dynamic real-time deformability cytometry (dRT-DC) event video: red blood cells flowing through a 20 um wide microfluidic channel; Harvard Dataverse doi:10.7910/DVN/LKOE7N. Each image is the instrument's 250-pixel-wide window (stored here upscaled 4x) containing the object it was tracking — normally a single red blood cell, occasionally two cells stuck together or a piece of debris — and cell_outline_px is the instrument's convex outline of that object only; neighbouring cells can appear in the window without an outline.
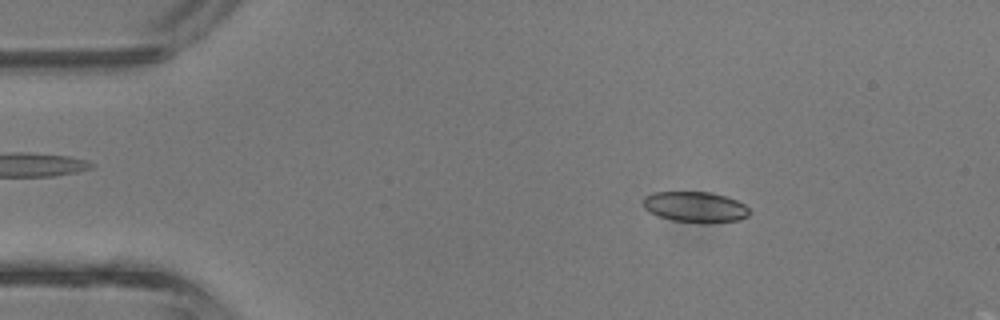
{"species": "common noctule bat (a hibernating species)", "species_latin": "Nyctalus noctula", "temperature_condition": "room temperature", "stored_images_in_passage": 41, "camera_frame_rate_fps": 3000, "um_per_image_px": 0.085, "animal": {"sex": "male", "body_mass_g": 13.3}, "frame": {"image": 1, "passage_image": 6, "time_ms": 1.667, "image_size_px": [1000, 320], "cell_outline_px": [[748, 216], [740, 220], [704, 224], [672, 220], [648, 212], [644, 208], [644, 196], [652, 192], [708, 192], [724, 196], [736, 200], [744, 204], [748, 208]], "centroid_in_image_um": [59.08, 17.6], "position_along_channel_um": 25.9, "area_um2": 19.07}}
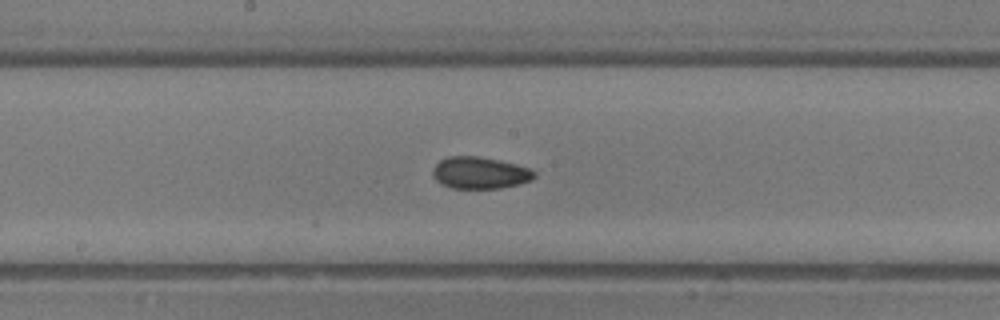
{"frame": {"image": 2, "passage_image": 21, "time_ms": 6.667, "image_size_px": [1000, 320], "cell_outline_px": [[536, 176], [532, 180], [500, 188], [452, 188], [440, 184], [432, 176], [432, 168], [440, 160], [448, 156], [480, 156], [500, 160], [516, 164], [528, 168], [536, 172]], "centroid_in_image_um": [40.76, 14.68], "position_along_channel_um": 207.4, "area_um2": 18.96}}
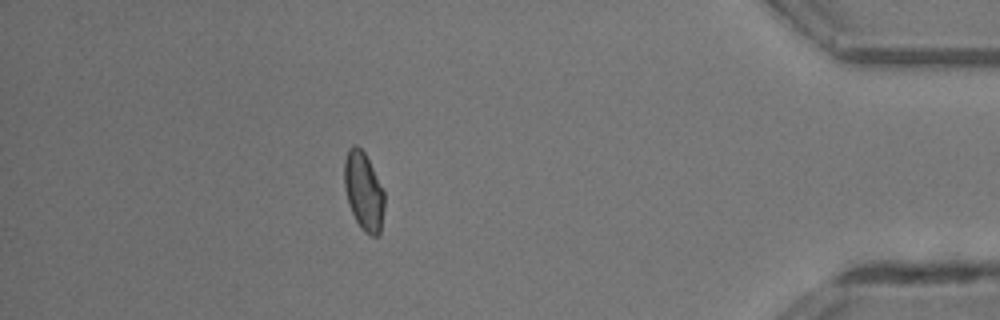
{"frame": {"image": 3, "passage_image": 36, "time_ms": 11.667, "image_size_px": [1000, 320], "cell_outline_px": [[384, 208], [380, 232], [376, 236], [372, 236], [364, 232], [360, 228], [348, 204], [344, 184], [344, 160], [348, 148], [352, 144], [356, 144], [364, 152], [384, 192]], "centroid_in_image_um": [30.89, 16.25], "position_along_channel_um": 404.3, "area_um2": 18.21}, "authors_computed_cell_mechanics": {"area_um2": 18.4382, "velocity_mm_per_s": 4.9318, "shape_relaxation_time_tau1_ms": null, "shape_relaxation_time_tau2_ms": 3.3216, "deformation_change_tau1": null, "deformation_change_tau2": 0.085}}